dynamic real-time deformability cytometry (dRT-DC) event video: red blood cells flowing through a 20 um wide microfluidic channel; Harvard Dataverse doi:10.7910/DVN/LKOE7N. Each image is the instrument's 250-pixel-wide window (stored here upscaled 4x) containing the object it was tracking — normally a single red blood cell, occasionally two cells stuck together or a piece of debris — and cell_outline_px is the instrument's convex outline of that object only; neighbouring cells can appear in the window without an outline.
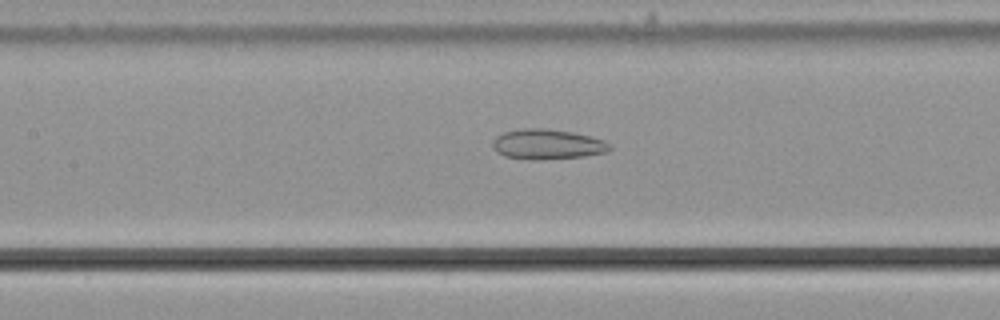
{"species": "common noctule bat (a hibernating species)", "species_latin": "Nyctalus noctula", "temperature_condition": "cold", "stored_images_in_passage": 45, "camera_frame_rate_fps": 3000, "um_per_image_px": 0.085, "animal": {"sex": "male", "body_mass_g": 21.5, "forearm_length_mm": 52.0}, "frame": {"image": 1, "passage_image": 25, "time_ms": 8.0, "image_size_px": [1000, 320], "cell_outline_px": [[612, 148], [608, 152], [584, 156], [536, 160], [532, 160], [504, 156], [496, 152], [492, 148], [492, 140], [496, 136], [504, 132], [520, 128], [544, 128], [572, 132], [592, 136], [604, 140]], "centroid_in_image_um": [46.5, 12.26], "position_along_channel_um": 160.9, "area_um2": 20.75}}
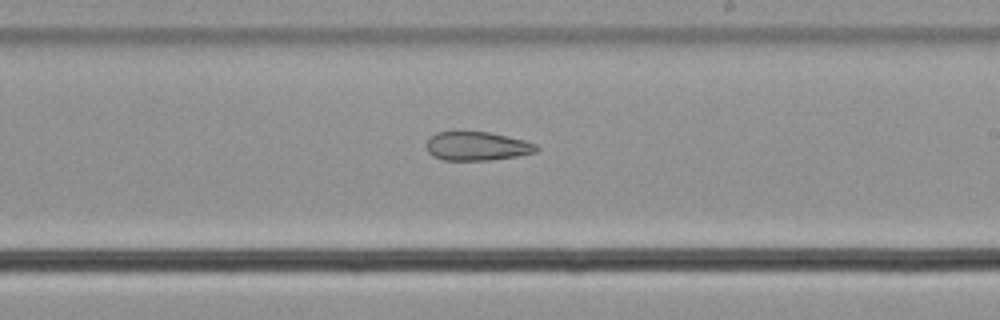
{"frame": {"image": 2, "passage_image": 32, "time_ms": 10.333, "image_size_px": [1000, 320], "cell_outline_px": [[540, 148], [536, 152], [516, 156], [488, 160], [444, 160], [432, 156], [428, 152], [428, 136], [436, 132], [488, 132], [508, 136], [524, 140], [536, 144]], "centroid_in_image_um": [40.55, 12.42], "position_along_channel_um": 248.5, "area_um2": 18.38}}
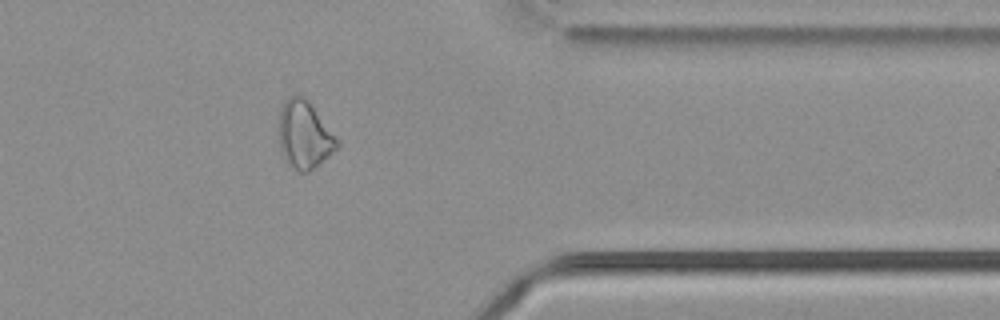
{"frame": {"image": 3, "passage_image": 44, "time_ms": 14.333, "image_size_px": [1000, 320], "cell_outline_px": [[340, 144], [328, 156], [308, 172], [300, 172], [288, 164], [284, 160], [280, 148], [276, 120], [280, 108], [284, 100], [288, 96], [304, 96], [308, 100], [340, 140]], "centroid_in_image_um": [25.83, 11.43], "position_along_channel_um": 385.6, "area_um2": 23.41}}